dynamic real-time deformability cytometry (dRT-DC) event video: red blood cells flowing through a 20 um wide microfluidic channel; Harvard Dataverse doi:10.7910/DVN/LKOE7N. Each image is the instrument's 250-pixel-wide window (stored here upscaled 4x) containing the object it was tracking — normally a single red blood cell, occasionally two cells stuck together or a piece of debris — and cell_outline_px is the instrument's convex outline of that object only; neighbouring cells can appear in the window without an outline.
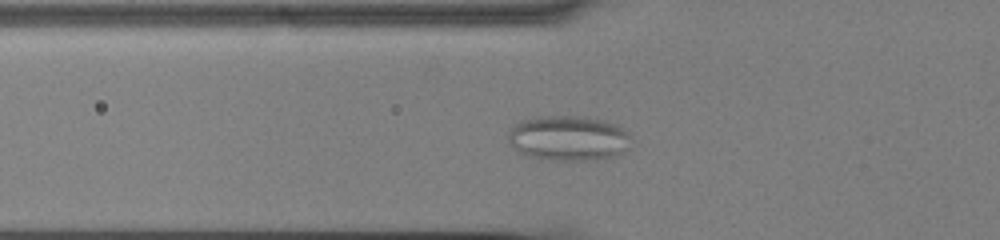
{"species": "common noctule bat (a hibernating species)", "species_latin": "Nyctalus noctula", "temperature_condition": "cold", "stored_images_in_passage": 58, "camera_frame_rate_fps": 3000, "um_per_image_px": 0.085, "animal": {"sex": "male", "body_mass_g": 13.0, "forearm_length_mm": 53.1}, "frame": {"image": 1, "passage_image": 22, "time_ms": 7.0, "image_size_px": [1000, 240], "cell_outline_px": [[628, 148], [624, 152], [616, 156], [596, 160], [548, 160], [528, 156], [520, 152], [508, 140], [508, 132], [520, 120], [536, 116], [580, 116], [604, 120], [620, 124], [628, 132]], "centroid_in_image_um": [48.34, 11.74], "position_along_channel_um": 77.5, "area_um2": 32.54}}
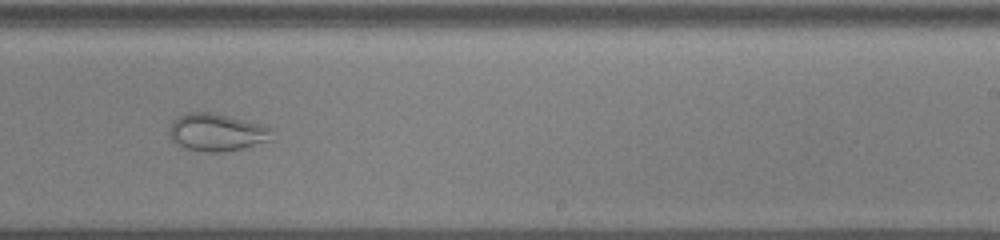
{"frame": {"image": 2, "passage_image": 38, "time_ms": 12.333, "image_size_px": [1000, 240], "cell_outline_px": [[272, 140], [244, 148], [224, 152], [208, 152], [184, 148], [172, 140], [168, 132], [172, 120], [188, 112], [212, 112], [260, 124], [272, 128]], "centroid_in_image_um": [18.42, 11.25], "position_along_channel_um": 270.6, "area_um2": 22.48}}
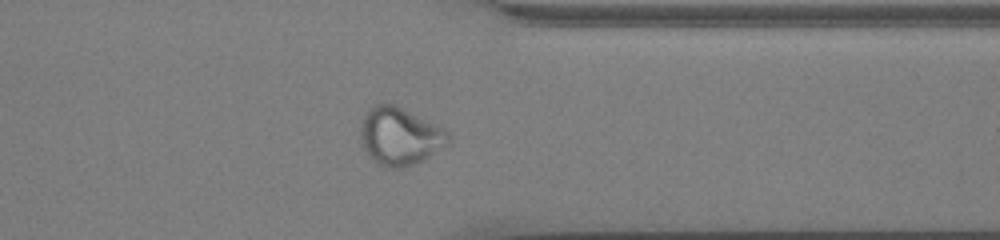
{"frame": {"image": 3, "passage_image": 47, "time_ms": 15.333, "image_size_px": [1000, 240], "cell_outline_px": [[452, 140], [448, 144], [424, 160], [404, 168], [384, 168], [372, 160], [368, 156], [360, 144], [360, 128], [364, 116], [368, 108], [372, 104], [396, 104], [440, 124], [452, 136]], "centroid_in_image_um": [34.0, 11.57], "position_along_channel_um": 377.4, "area_um2": 30.52}}